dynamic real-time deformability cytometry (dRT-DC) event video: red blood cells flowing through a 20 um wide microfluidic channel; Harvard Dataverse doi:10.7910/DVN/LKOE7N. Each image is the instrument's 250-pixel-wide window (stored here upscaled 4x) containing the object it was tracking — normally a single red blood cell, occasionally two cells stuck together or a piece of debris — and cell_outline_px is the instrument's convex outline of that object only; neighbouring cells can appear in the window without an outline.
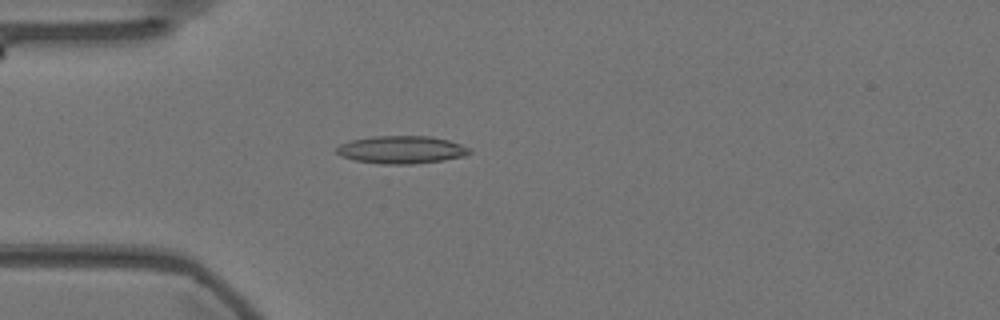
{"species": "Egyptian fruit bat (a non-hibernating species)", "species_latin": "Rousettus aegyptiacus", "temperature_condition": "warm", "stored_images_in_passage": 56, "camera_frame_rate_fps": 3000, "um_per_image_px": 0.085, "animal": {"sex": "female"}, "frame": {"image": 1, "passage_image": 15, "time_ms": 4.667, "image_size_px": [1000, 320], "cell_outline_px": [[472, 152], [464, 156], [444, 160], [412, 164], [384, 164], [352, 160], [340, 156], [336, 152], [336, 148], [340, 144], [352, 140], [372, 136], [428, 136], [448, 140], [472, 148]], "centroid_in_image_um": [34.12, 12.73], "position_along_channel_um": 50.9, "area_um2": 21.56}}
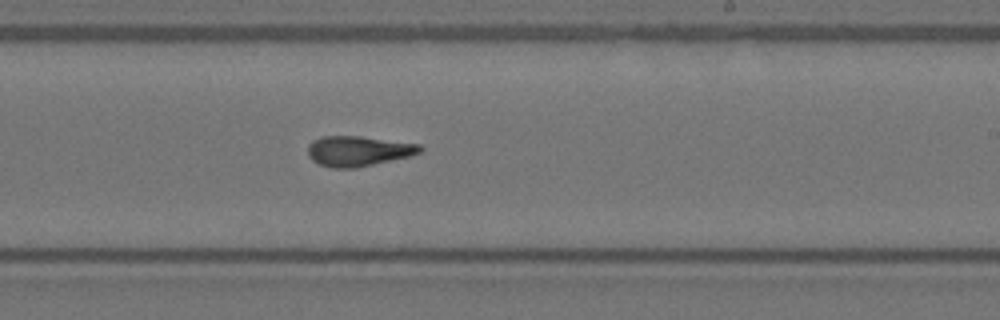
{"frame": {"image": 2, "passage_image": 33, "time_ms": 10.667, "image_size_px": [1000, 320], "cell_outline_px": [[424, 148], [420, 152], [408, 156], [356, 168], [332, 168], [320, 164], [312, 160], [308, 156], [308, 144], [312, 140], [320, 136], [360, 136], [420, 144]], "centroid_in_image_um": [30.41, 12.83], "position_along_channel_um": 258.6, "area_um2": 19.71}}
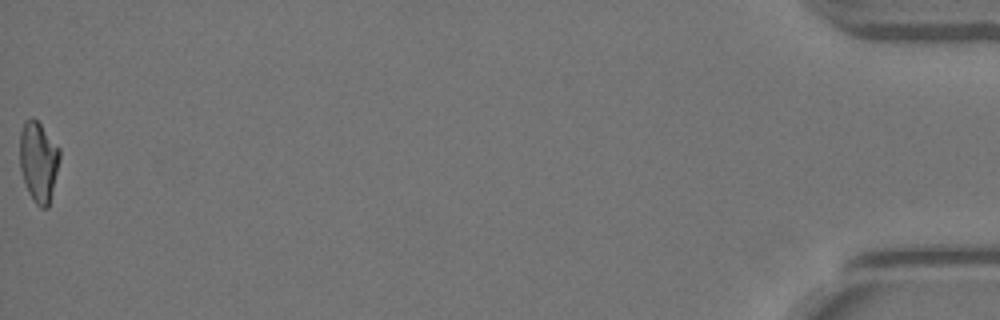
{"frame": {"image": 3, "passage_image": 56, "time_ms": 18.333, "image_size_px": [1000, 320], "cell_outline_px": [[60, 160], [48, 208], [40, 208], [32, 200], [28, 192], [20, 168], [20, 132], [24, 120], [32, 116], [40, 124], [60, 148]], "centroid_in_image_um": [3.27, 13.73], "position_along_channel_um": 431.9, "area_um2": 18.79}, "authors_computed_cell_mechanics": {"area_um2": 19.4786, "velocity_mm_per_s": 3.5909, "shape_relaxation_time_tau1_ms": null, "shape_relaxation_time_tau2_ms": 2.977, "deformation_change_tau1": null, "deformation_change_tau2": 0.1285}}